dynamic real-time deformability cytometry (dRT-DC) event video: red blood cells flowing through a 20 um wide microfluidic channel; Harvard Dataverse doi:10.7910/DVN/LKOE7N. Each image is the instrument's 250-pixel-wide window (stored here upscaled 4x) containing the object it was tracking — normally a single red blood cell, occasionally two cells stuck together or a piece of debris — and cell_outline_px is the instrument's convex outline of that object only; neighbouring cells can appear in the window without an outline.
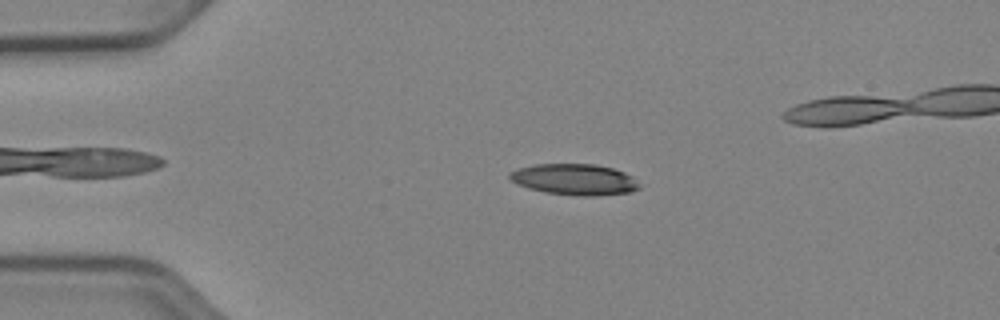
{"species": "Egyptian fruit bat (a non-hibernating species)", "species_latin": "Rousettus aegyptiacus", "temperature_condition": "cold", "stored_images_in_passage": 46, "camera_frame_rate_fps": 3000, "um_per_image_px": 0.085, "animal": {"sex": "female"}, "frame": {"image": 1, "passage_image": 12, "time_ms": 3.667, "image_size_px": [1000, 320], "cell_outline_px": [[640, 188], [632, 192], [596, 196], [576, 196], [544, 192], [528, 188], [516, 184], [508, 176], [508, 172], [520, 168], [536, 164], [596, 164], [612, 168], [624, 172], [632, 176], [640, 184]], "centroid_in_image_um": [48.85, 15.26], "position_along_channel_um": 36.2, "area_um2": 23.7}}
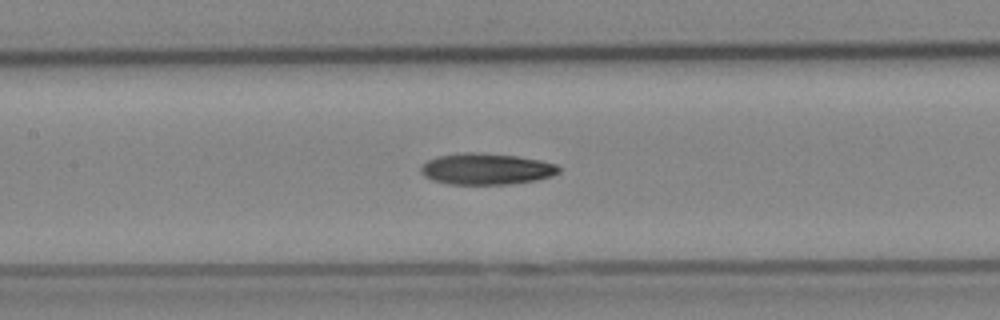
{"frame": {"image": 2, "passage_image": 25, "time_ms": 8.0, "image_size_px": [1000, 320], "cell_outline_px": [[560, 172], [552, 176], [536, 180], [512, 184], [448, 184], [432, 180], [424, 176], [420, 172], [420, 168], [428, 160], [436, 156], [464, 152], [476, 152], [516, 156], [540, 160], [556, 164], [560, 168]], "centroid_in_image_um": [41.33, 14.36], "position_along_channel_um": 166.1, "area_um2": 25.26}}
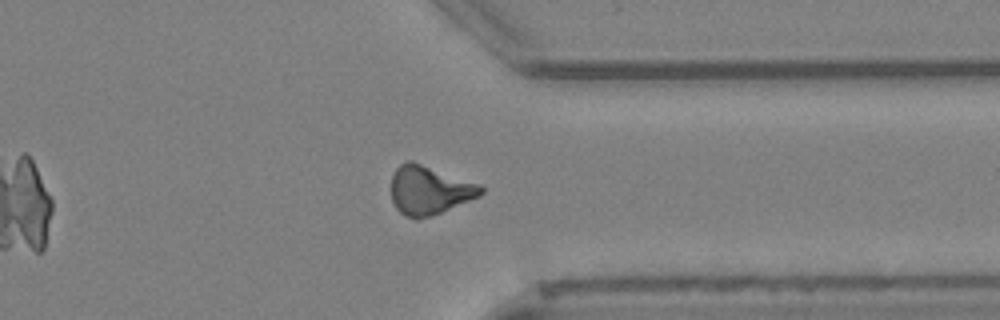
{"frame": {"image": 3, "passage_image": 41, "time_ms": 13.333, "image_size_px": [1000, 320], "cell_outline_px": [[484, 192], [480, 196], [432, 216], [416, 220], [404, 216], [396, 208], [392, 200], [392, 176], [396, 168], [400, 164], [408, 160], [412, 160], [480, 184], [484, 188]], "centroid_in_image_um": [36.49, 16.17], "position_along_channel_um": 374.9, "area_um2": 25.66}, "authors_computed_cell_mechanics": {"area_um2": 24.3049, "velocity_mm_per_s": 3.9533, "shape_relaxation_time_tau1_ms": 10.8137, "shape_relaxation_time_tau2_ms": null, "deformation_change_tau1": 0.225, "deformation_change_tau2": null}}